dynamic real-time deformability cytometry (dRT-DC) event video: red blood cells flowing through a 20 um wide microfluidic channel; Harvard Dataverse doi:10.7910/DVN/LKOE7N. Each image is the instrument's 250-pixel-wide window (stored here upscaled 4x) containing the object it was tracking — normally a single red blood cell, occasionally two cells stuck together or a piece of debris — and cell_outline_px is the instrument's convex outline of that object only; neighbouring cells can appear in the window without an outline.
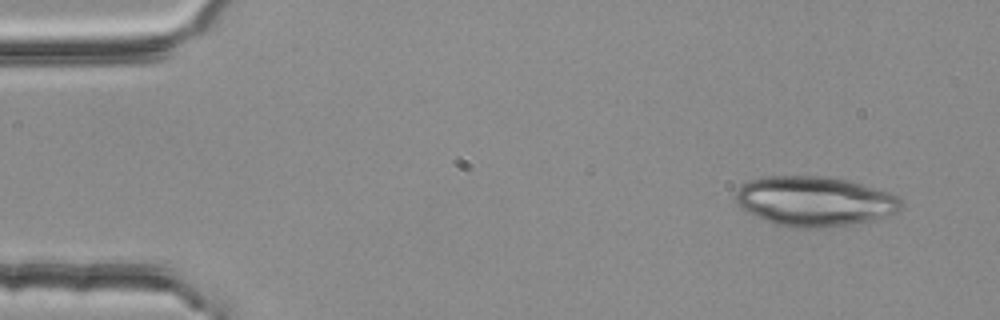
{"species": "common noctule bat (a hibernating species)", "species_latin": "Nyctalus noctula", "temperature_condition": "room temperature", "stored_images_in_passage": 4, "camera_frame_rate_fps": 3000, "um_per_image_px": 0.085, "animal": {"sex": "female", "body_mass_g": 25.1}, "frame": {"image": 1, "passage_image": 1, "time_ms": 0.0, "image_size_px": [1000, 320], "cell_outline_px": [[904, 204], [900, 212], [852, 224], [824, 228], [792, 228], [776, 224], [748, 212], [736, 204], [736, 192], [748, 180], [764, 176], [824, 176], [848, 180], [888, 192], [896, 196]], "centroid_in_image_um": [69.24, 17.11], "position_along_channel_um": 15.8, "area_um2": 47.92}}